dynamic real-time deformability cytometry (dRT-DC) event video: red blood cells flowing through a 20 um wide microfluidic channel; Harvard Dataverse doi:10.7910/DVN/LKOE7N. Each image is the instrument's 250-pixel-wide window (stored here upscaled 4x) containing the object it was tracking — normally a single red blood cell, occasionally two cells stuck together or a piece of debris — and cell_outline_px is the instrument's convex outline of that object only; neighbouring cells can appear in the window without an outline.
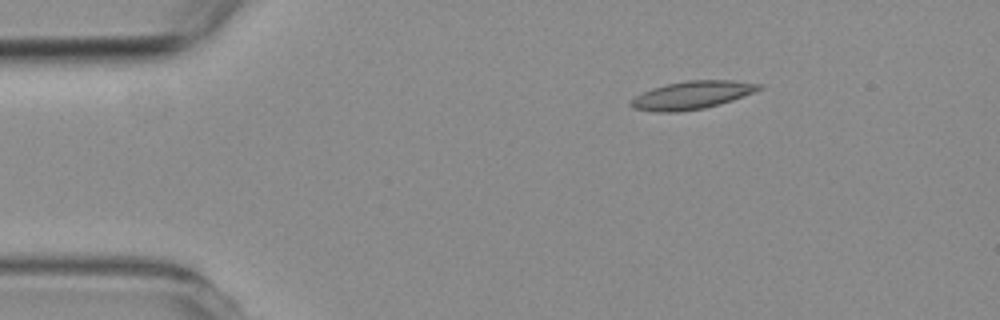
{"species": "common noctule bat (a hibernating species)", "species_latin": "Nyctalus noctula", "temperature_condition": "room temperature", "stored_images_in_passage": 47, "camera_frame_rate_fps": 3000, "um_per_image_px": 0.085, "animal": {"sex": "female", "body_mass_g": 19.3, "forearm_length_mm": 54.1}, "frame": {"image": 1, "passage_image": 1, "time_ms": 0.0, "image_size_px": [1000, 320], "cell_outline_px": [[764, 84], [760, 88], [752, 92], [732, 100], [720, 104], [704, 108], [680, 112], [656, 112], [632, 108], [628, 104], [628, 100], [652, 88], [668, 84], [688, 80], [732, 80]], "centroid_in_image_um": [58.77, 8.09], "position_along_channel_um": 26.2, "area_um2": 20.81}}
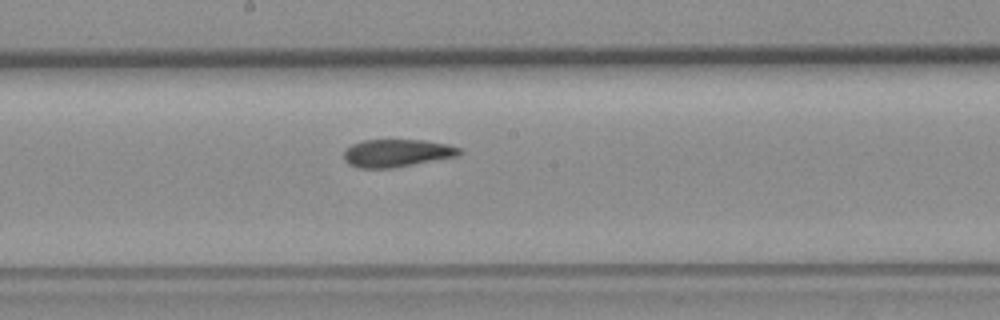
{"frame": {"image": 2, "passage_image": 21, "time_ms": 6.667, "image_size_px": [1000, 320], "cell_outline_px": [[464, 152], [460, 156], [392, 168], [360, 168], [348, 164], [344, 160], [344, 148], [352, 144], [364, 140], [424, 140], [448, 144], [460, 148]], "centroid_in_image_um": [33.75, 13.01], "position_along_channel_um": 214.4, "area_um2": 18.9}}
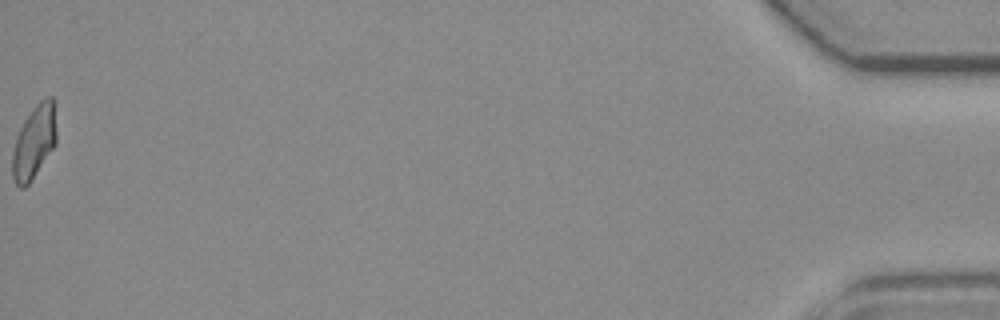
{"frame": {"image": 3, "passage_image": 47, "time_ms": 15.333, "image_size_px": [1000, 320], "cell_outline_px": [[56, 144], [28, 184], [24, 188], [20, 188], [16, 184], [12, 176], [12, 152], [20, 128], [24, 120], [36, 104], [44, 96], [52, 96], [56, 100]], "centroid_in_image_um": [2.93, 12.0], "position_along_channel_um": 432.3, "area_um2": 19.02}, "authors_computed_cell_mechanics": {"area_um2": 19.363, "velocity_mm_per_s": 3.7661, "shape_relaxation_time_tau1_ms": null, "shape_relaxation_time_tau2_ms": 3.3307, "deformation_change_tau1": null, "deformation_change_tau2": 0.1001}}